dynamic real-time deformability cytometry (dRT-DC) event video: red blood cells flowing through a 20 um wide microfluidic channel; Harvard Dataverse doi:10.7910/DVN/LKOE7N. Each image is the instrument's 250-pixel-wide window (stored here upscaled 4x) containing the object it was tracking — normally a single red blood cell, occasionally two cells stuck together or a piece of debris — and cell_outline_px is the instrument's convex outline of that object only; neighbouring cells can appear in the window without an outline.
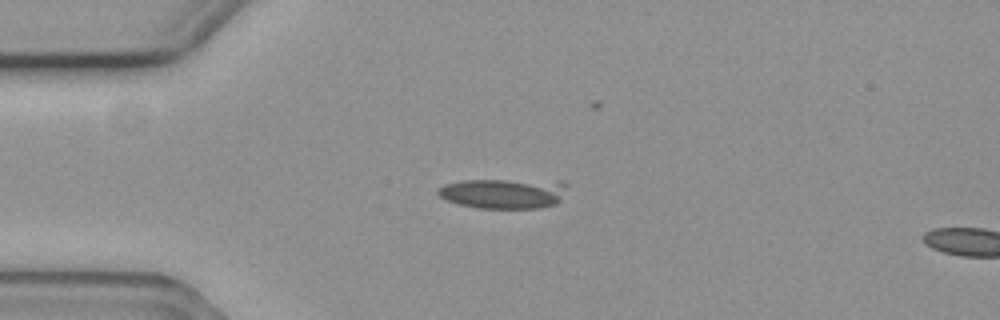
{"species": "common noctule bat (a hibernating species)", "species_latin": "Nyctalus noctula", "temperature_condition": "cold", "stored_images_in_passage": 3, "camera_frame_rate_fps": 3000, "um_per_image_px": 0.085, "animal": {"sex": "female", "body_mass_g": 19.3, "forearm_length_mm": 54.1}, "frame": {"image": 1, "passage_image": 1, "time_ms": 0.0, "image_size_px": [1000, 320], "cell_outline_px": [[568, 184], [560, 200], [556, 204], [540, 208], [476, 208], [460, 204], [448, 200], [440, 196], [436, 192], [444, 184], [464, 180], [560, 180]], "centroid_in_image_um": [42.86, 16.43], "position_along_channel_um": 42.1, "area_um2": 22.77}}